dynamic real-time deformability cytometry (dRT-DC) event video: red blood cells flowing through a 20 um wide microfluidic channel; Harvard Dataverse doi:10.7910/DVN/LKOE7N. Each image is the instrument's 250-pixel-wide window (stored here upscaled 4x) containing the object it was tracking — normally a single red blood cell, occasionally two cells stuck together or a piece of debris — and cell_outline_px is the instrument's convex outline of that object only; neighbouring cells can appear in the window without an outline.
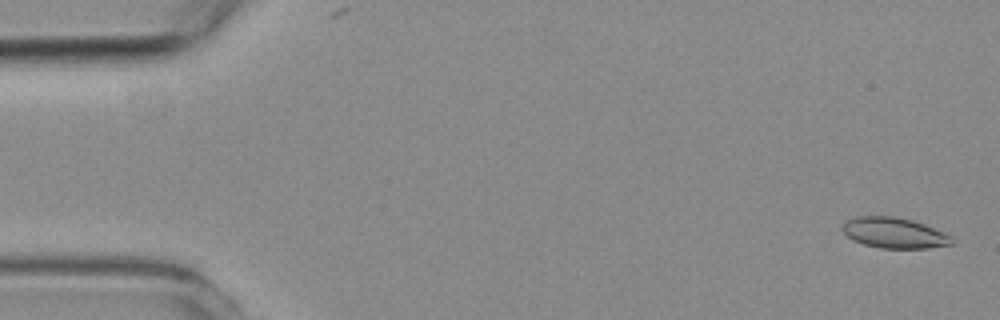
{"species": "common noctule bat (a hibernating species)", "species_latin": "Nyctalus noctula", "temperature_condition": "room temperature", "stored_images_in_passage": 6, "segment_of_instrument_passage": [1, 2], "camera_frame_rate_fps": 3000, "um_per_image_px": 0.085, "animal": {"sex": "female", "body_mass_g": 19.3, "forearm_length_mm": 54.1}, "frame": {"image": 1, "passage_image": 1, "time_ms": 0.0, "image_size_px": [1000, 320], "cell_outline_px": [[952, 244], [928, 248], [880, 248], [864, 244], [852, 240], [840, 228], [848, 220], [856, 216], [896, 216], [912, 220], [924, 224], [944, 232], [952, 236]], "centroid_in_image_um": [76.01, 19.79], "position_along_channel_um": 9.0, "area_um2": 19.48}}